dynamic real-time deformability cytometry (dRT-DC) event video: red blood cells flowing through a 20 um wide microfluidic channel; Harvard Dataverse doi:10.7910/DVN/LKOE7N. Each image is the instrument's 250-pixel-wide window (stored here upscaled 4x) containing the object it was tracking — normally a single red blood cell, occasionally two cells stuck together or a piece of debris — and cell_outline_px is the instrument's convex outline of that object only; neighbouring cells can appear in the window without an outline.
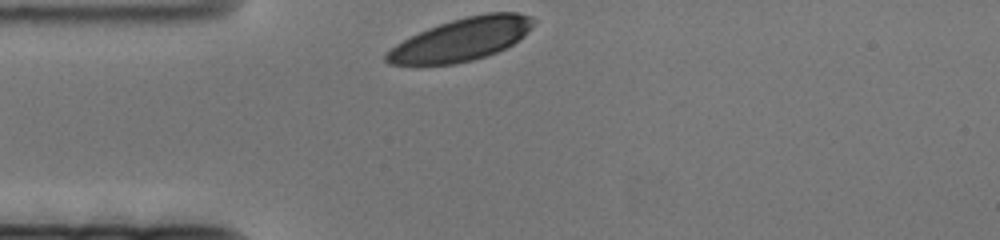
{"species": "human", "species_latin": "Homo sapiens", "temperature_condition": "cold", "stored_images_in_passage": 45, "camera_frame_rate_fps": 3000, "um_per_image_px": 0.085, "donor": {"sex": "female"}, "frame": {"image": 1, "passage_image": 1, "time_ms": 0.0, "image_size_px": [1000, 240], "cell_outline_px": [[536, 20], [532, 28], [524, 36], [512, 44], [496, 52], [472, 60], [456, 64], [416, 68], [388, 64], [384, 60], [384, 52], [396, 44], [428, 28], [452, 20], [468, 16], [488, 12], [516, 12], [532, 16]], "centroid_in_image_um": [39.14, 3.4], "position_along_channel_um": 45.9, "area_um2": 37.34}}
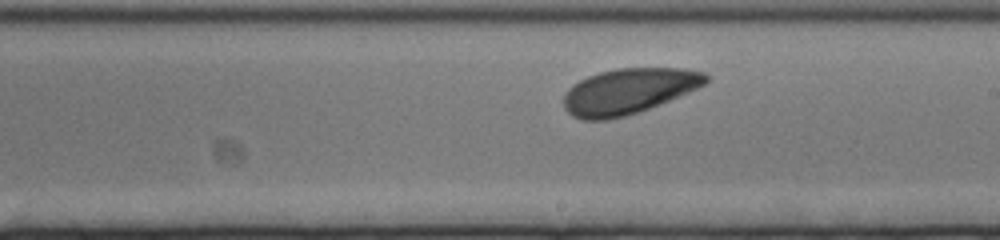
{"frame": {"image": 2, "passage_image": 26, "time_ms": 8.333, "image_size_px": [1000, 240], "cell_outline_px": [[708, 80], [704, 84], [688, 92], [648, 108], [624, 116], [608, 120], [580, 120], [572, 116], [564, 108], [564, 92], [572, 84], [588, 76], [600, 72], [616, 68], [684, 68], [704, 72], [708, 76]], "centroid_in_image_um": [53.37, 7.75], "position_along_channel_um": 235.6, "area_um2": 37.57}}
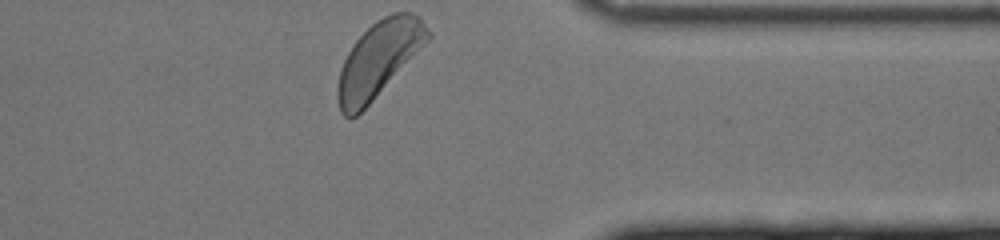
{"frame": {"image": 3, "passage_image": 45, "time_ms": 14.667, "image_size_px": [1000, 240], "cell_outline_px": [[432, 36], [372, 100], [356, 116], [344, 116], [340, 112], [336, 96], [336, 88], [340, 68], [348, 52], [356, 40], [376, 20], [392, 12], [412, 12], [420, 16], [432, 32]], "centroid_in_image_um": [32.18, 5.0], "position_along_channel_um": 379.2, "area_um2": 39.13}}